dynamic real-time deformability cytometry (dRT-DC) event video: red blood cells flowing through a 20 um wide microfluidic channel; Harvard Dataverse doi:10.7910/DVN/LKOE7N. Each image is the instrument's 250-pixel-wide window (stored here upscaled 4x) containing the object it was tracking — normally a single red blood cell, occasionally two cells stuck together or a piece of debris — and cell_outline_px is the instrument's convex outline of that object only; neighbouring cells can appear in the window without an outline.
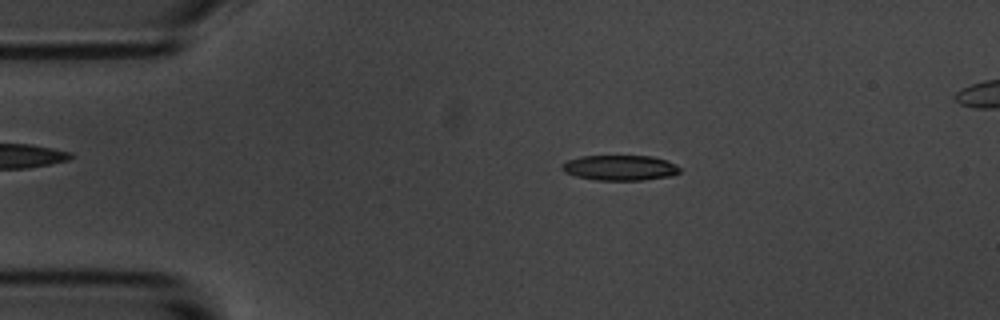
{"species": "common noctule bat (a hibernating species)", "species_latin": "Nyctalus noctula", "temperature_condition": "room temperature", "stored_images_in_passage": 50, "segment_of_instrument_passage": [1, 2], "camera_frame_rate_fps": 3000, "um_per_image_px": 0.085, "animal": {"sex": "male", "body_mass_g": 20.1, "forearm_length_mm": 53.5}, "frame": {"image": 1, "passage_image": 3, "time_ms": 0.667, "image_size_px": [1000, 320], "cell_outline_px": [[680, 172], [672, 176], [640, 180], [596, 180], [576, 176], [564, 172], [560, 168], [560, 164], [568, 160], [580, 156], [652, 156], [668, 160], [676, 164], [680, 168]], "centroid_in_image_um": [52.69, 14.25], "position_along_channel_um": 32.3, "area_um2": 17.51}}
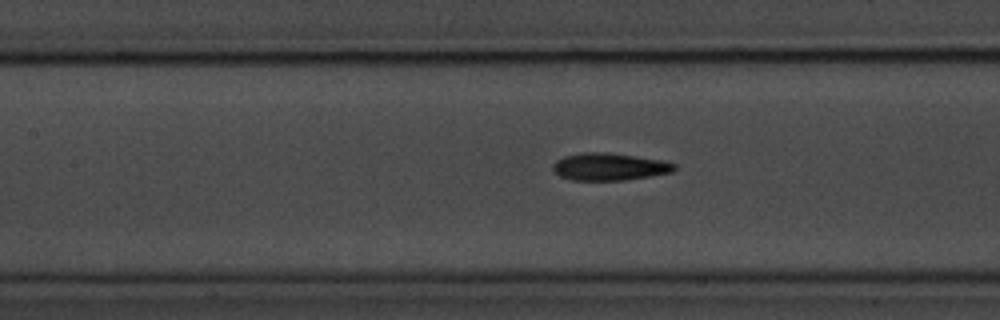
{"frame": {"image": 2, "passage_image": 17, "time_ms": 5.333, "image_size_px": [1000, 320], "cell_outline_px": [[676, 168], [672, 172], [652, 176], [624, 180], [572, 180], [560, 176], [552, 168], [552, 164], [556, 160], [564, 156], [584, 152], [608, 152], [660, 160], [676, 164]], "centroid_in_image_um": [51.78, 14.17], "position_along_channel_um": 155.6, "area_um2": 19.31}}
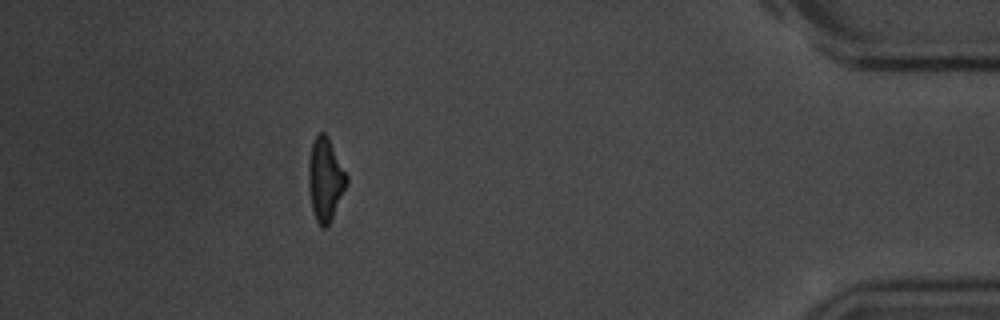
{"frame": {"image": 3, "passage_image": 43, "time_ms": 14.0, "image_size_px": [1000, 320], "cell_outline_px": [[348, 184], [328, 228], [320, 228], [316, 220], [312, 208], [308, 184], [308, 164], [312, 144], [316, 136], [320, 132], [324, 132], [328, 136], [348, 176]], "centroid_in_image_um": [27.67, 15.29], "position_along_channel_um": 407.5, "area_um2": 18.67}}